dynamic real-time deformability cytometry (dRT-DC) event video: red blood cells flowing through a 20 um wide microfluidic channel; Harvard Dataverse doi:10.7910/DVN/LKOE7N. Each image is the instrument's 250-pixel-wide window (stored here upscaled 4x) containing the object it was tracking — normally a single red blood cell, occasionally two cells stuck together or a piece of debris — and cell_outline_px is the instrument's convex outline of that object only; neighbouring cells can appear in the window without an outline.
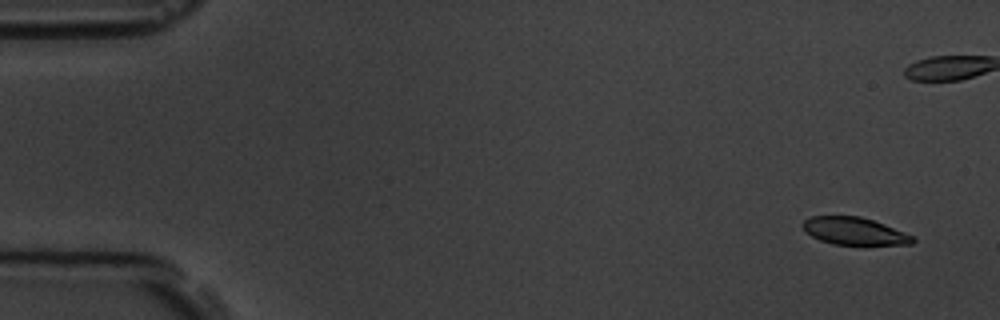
{"species": "common noctule bat (a hibernating species)", "species_latin": "Nyctalus noctula", "temperature_condition": "room temperature", "stored_images_in_passage": 6, "camera_frame_rate_fps": 3000, "um_per_image_px": 0.085, "animal": {"sex": "male", "body_mass_g": 19.5, "forearm_length_mm": 54.6}, "frame": {"image": 1, "passage_image": 1, "time_ms": 0.0, "image_size_px": [1000, 320], "cell_outline_px": [[916, 240], [912, 244], [832, 244], [820, 240], [812, 236], [800, 224], [804, 220], [812, 216], [860, 216], [884, 224], [904, 232], [912, 236]], "centroid_in_image_um": [72.6, 19.63], "position_along_channel_um": 12.4, "area_um2": 17.28}}
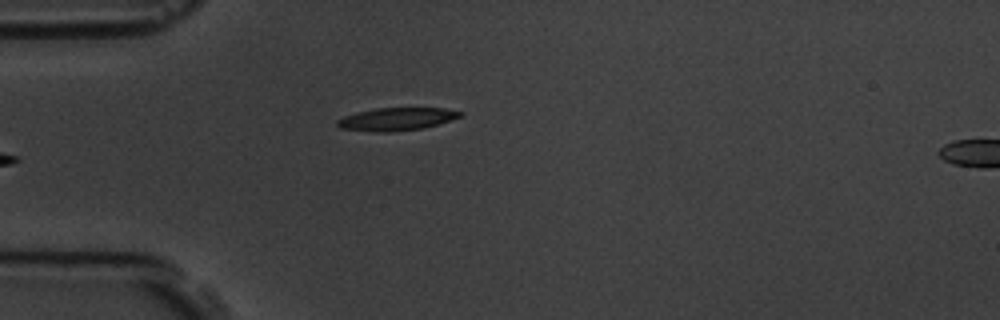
{"frame": {"image": 2, "passage_image": 6, "time_ms": 5.667, "image_size_px": [1000, 320], "cell_outline_px": [[464, 116], [424, 128], [392, 132], [376, 132], [340, 128], [336, 124], [336, 120], [344, 116], [356, 112], [376, 108], [444, 108], [464, 112]], "centroid_in_image_um": [33.72, 10.12], "position_along_channel_um": 51.3, "area_um2": 16.47}}